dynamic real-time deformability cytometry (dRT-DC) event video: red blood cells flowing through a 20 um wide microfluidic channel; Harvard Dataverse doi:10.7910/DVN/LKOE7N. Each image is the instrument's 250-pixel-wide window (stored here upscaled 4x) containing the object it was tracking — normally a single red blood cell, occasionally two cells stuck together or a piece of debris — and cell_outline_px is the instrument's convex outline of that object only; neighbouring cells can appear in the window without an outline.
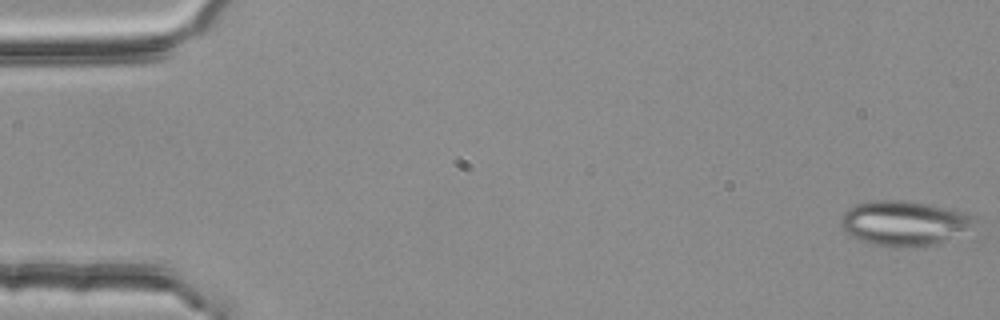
{"species": "common noctule bat (a hibernating species)", "species_latin": "Nyctalus noctula", "temperature_condition": "room temperature", "stored_images_in_passage": 4, "camera_frame_rate_fps": 3000, "um_per_image_px": 0.085, "animal": {"sex": "female", "body_mass_g": 25.1}, "frame": {"image": 1, "passage_image": 1, "time_ms": 0.0, "image_size_px": [1000, 320], "cell_outline_px": [[984, 236], [980, 240], [912, 248], [896, 248], [872, 244], [856, 240], [840, 224], [840, 220], [844, 212], [848, 208], [856, 204], [868, 200], [908, 200], [932, 204], [964, 212], [972, 216], [984, 232]], "centroid_in_image_um": [77.25, 19.06], "position_along_channel_um": 7.7, "area_um2": 38.44}}